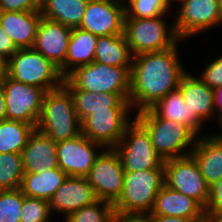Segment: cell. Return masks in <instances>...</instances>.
Listing matches in <instances>:
<instances>
[{
    "label": "cell",
    "mask_w": 222,
    "mask_h": 222,
    "mask_svg": "<svg viewBox=\"0 0 222 222\" xmlns=\"http://www.w3.org/2000/svg\"><path fill=\"white\" fill-rule=\"evenodd\" d=\"M178 43L168 50L133 56L129 103L136 112L150 109L178 89L187 72L179 58Z\"/></svg>",
    "instance_id": "cell-1"
},
{
    "label": "cell",
    "mask_w": 222,
    "mask_h": 222,
    "mask_svg": "<svg viewBox=\"0 0 222 222\" xmlns=\"http://www.w3.org/2000/svg\"><path fill=\"white\" fill-rule=\"evenodd\" d=\"M36 129L54 142L72 139L82 134V125L73 97L64 85L45 93Z\"/></svg>",
    "instance_id": "cell-2"
},
{
    "label": "cell",
    "mask_w": 222,
    "mask_h": 222,
    "mask_svg": "<svg viewBox=\"0 0 222 222\" xmlns=\"http://www.w3.org/2000/svg\"><path fill=\"white\" fill-rule=\"evenodd\" d=\"M135 118L149 132L154 149L163 161L190 155L198 136L189 127L160 118L151 108L136 113Z\"/></svg>",
    "instance_id": "cell-3"
},
{
    "label": "cell",
    "mask_w": 222,
    "mask_h": 222,
    "mask_svg": "<svg viewBox=\"0 0 222 222\" xmlns=\"http://www.w3.org/2000/svg\"><path fill=\"white\" fill-rule=\"evenodd\" d=\"M131 68L115 67L99 62L77 67L66 78L67 89H83L96 93H117L129 100L131 90Z\"/></svg>",
    "instance_id": "cell-4"
},
{
    "label": "cell",
    "mask_w": 222,
    "mask_h": 222,
    "mask_svg": "<svg viewBox=\"0 0 222 222\" xmlns=\"http://www.w3.org/2000/svg\"><path fill=\"white\" fill-rule=\"evenodd\" d=\"M165 185V168L124 172L123 191L113 204L115 213L150 214L156 195Z\"/></svg>",
    "instance_id": "cell-5"
},
{
    "label": "cell",
    "mask_w": 222,
    "mask_h": 222,
    "mask_svg": "<svg viewBox=\"0 0 222 222\" xmlns=\"http://www.w3.org/2000/svg\"><path fill=\"white\" fill-rule=\"evenodd\" d=\"M166 14L154 18H125L123 34L133 56L160 52L181 43L174 23L167 26Z\"/></svg>",
    "instance_id": "cell-6"
},
{
    "label": "cell",
    "mask_w": 222,
    "mask_h": 222,
    "mask_svg": "<svg viewBox=\"0 0 222 222\" xmlns=\"http://www.w3.org/2000/svg\"><path fill=\"white\" fill-rule=\"evenodd\" d=\"M7 76L46 92L61 87L64 82L60 69L33 48L18 49L8 59Z\"/></svg>",
    "instance_id": "cell-7"
},
{
    "label": "cell",
    "mask_w": 222,
    "mask_h": 222,
    "mask_svg": "<svg viewBox=\"0 0 222 222\" xmlns=\"http://www.w3.org/2000/svg\"><path fill=\"white\" fill-rule=\"evenodd\" d=\"M120 156L124 172L145 171L164 166L157 154L147 129L136 119L126 127L120 142L114 148Z\"/></svg>",
    "instance_id": "cell-8"
},
{
    "label": "cell",
    "mask_w": 222,
    "mask_h": 222,
    "mask_svg": "<svg viewBox=\"0 0 222 222\" xmlns=\"http://www.w3.org/2000/svg\"><path fill=\"white\" fill-rule=\"evenodd\" d=\"M96 199L114 204L121 196L124 170L120 156L114 148H105L95 160L86 176Z\"/></svg>",
    "instance_id": "cell-9"
},
{
    "label": "cell",
    "mask_w": 222,
    "mask_h": 222,
    "mask_svg": "<svg viewBox=\"0 0 222 222\" xmlns=\"http://www.w3.org/2000/svg\"><path fill=\"white\" fill-rule=\"evenodd\" d=\"M132 108L94 110L82 122V134L104 148H115L123 137Z\"/></svg>",
    "instance_id": "cell-10"
},
{
    "label": "cell",
    "mask_w": 222,
    "mask_h": 222,
    "mask_svg": "<svg viewBox=\"0 0 222 222\" xmlns=\"http://www.w3.org/2000/svg\"><path fill=\"white\" fill-rule=\"evenodd\" d=\"M45 93L42 88L4 77L7 120L24 122L36 128Z\"/></svg>",
    "instance_id": "cell-11"
},
{
    "label": "cell",
    "mask_w": 222,
    "mask_h": 222,
    "mask_svg": "<svg viewBox=\"0 0 222 222\" xmlns=\"http://www.w3.org/2000/svg\"><path fill=\"white\" fill-rule=\"evenodd\" d=\"M165 185L194 198L204 208L209 199V186L191 155L164 161Z\"/></svg>",
    "instance_id": "cell-12"
},
{
    "label": "cell",
    "mask_w": 222,
    "mask_h": 222,
    "mask_svg": "<svg viewBox=\"0 0 222 222\" xmlns=\"http://www.w3.org/2000/svg\"><path fill=\"white\" fill-rule=\"evenodd\" d=\"M179 8L173 23L181 41L218 26L220 0H183Z\"/></svg>",
    "instance_id": "cell-13"
},
{
    "label": "cell",
    "mask_w": 222,
    "mask_h": 222,
    "mask_svg": "<svg viewBox=\"0 0 222 222\" xmlns=\"http://www.w3.org/2000/svg\"><path fill=\"white\" fill-rule=\"evenodd\" d=\"M124 0H89L78 28L97 37L123 34Z\"/></svg>",
    "instance_id": "cell-14"
},
{
    "label": "cell",
    "mask_w": 222,
    "mask_h": 222,
    "mask_svg": "<svg viewBox=\"0 0 222 222\" xmlns=\"http://www.w3.org/2000/svg\"><path fill=\"white\" fill-rule=\"evenodd\" d=\"M96 149H99V153ZM104 149L103 146L91 141L83 134L72 139L59 141L56 150L58 167L67 176L86 177Z\"/></svg>",
    "instance_id": "cell-15"
},
{
    "label": "cell",
    "mask_w": 222,
    "mask_h": 222,
    "mask_svg": "<svg viewBox=\"0 0 222 222\" xmlns=\"http://www.w3.org/2000/svg\"><path fill=\"white\" fill-rule=\"evenodd\" d=\"M72 28L41 18L33 49L56 65L65 78V59Z\"/></svg>",
    "instance_id": "cell-16"
},
{
    "label": "cell",
    "mask_w": 222,
    "mask_h": 222,
    "mask_svg": "<svg viewBox=\"0 0 222 222\" xmlns=\"http://www.w3.org/2000/svg\"><path fill=\"white\" fill-rule=\"evenodd\" d=\"M96 196L86 177L67 176L49 200L51 213H62L64 218L96 201Z\"/></svg>",
    "instance_id": "cell-17"
},
{
    "label": "cell",
    "mask_w": 222,
    "mask_h": 222,
    "mask_svg": "<svg viewBox=\"0 0 222 222\" xmlns=\"http://www.w3.org/2000/svg\"><path fill=\"white\" fill-rule=\"evenodd\" d=\"M150 216L182 217L198 222L206 215L204 207L194 198L164 185L156 195Z\"/></svg>",
    "instance_id": "cell-18"
},
{
    "label": "cell",
    "mask_w": 222,
    "mask_h": 222,
    "mask_svg": "<svg viewBox=\"0 0 222 222\" xmlns=\"http://www.w3.org/2000/svg\"><path fill=\"white\" fill-rule=\"evenodd\" d=\"M57 142L36 128L21 152L24 173H39L58 168Z\"/></svg>",
    "instance_id": "cell-19"
},
{
    "label": "cell",
    "mask_w": 222,
    "mask_h": 222,
    "mask_svg": "<svg viewBox=\"0 0 222 222\" xmlns=\"http://www.w3.org/2000/svg\"><path fill=\"white\" fill-rule=\"evenodd\" d=\"M190 155L196 161L208 186L222 179V134L201 135Z\"/></svg>",
    "instance_id": "cell-20"
},
{
    "label": "cell",
    "mask_w": 222,
    "mask_h": 222,
    "mask_svg": "<svg viewBox=\"0 0 222 222\" xmlns=\"http://www.w3.org/2000/svg\"><path fill=\"white\" fill-rule=\"evenodd\" d=\"M178 89L182 93L184 103L203 123L215 116L217 112L214 102V89L204 84L195 74L188 71L182 76Z\"/></svg>",
    "instance_id": "cell-21"
},
{
    "label": "cell",
    "mask_w": 222,
    "mask_h": 222,
    "mask_svg": "<svg viewBox=\"0 0 222 222\" xmlns=\"http://www.w3.org/2000/svg\"><path fill=\"white\" fill-rule=\"evenodd\" d=\"M41 18L40 11H0V25L17 49L33 47Z\"/></svg>",
    "instance_id": "cell-22"
},
{
    "label": "cell",
    "mask_w": 222,
    "mask_h": 222,
    "mask_svg": "<svg viewBox=\"0 0 222 222\" xmlns=\"http://www.w3.org/2000/svg\"><path fill=\"white\" fill-rule=\"evenodd\" d=\"M151 109L163 119L180 122L189 127L197 136L200 134L204 124L194 113L189 111L187 103L179 89L169 92L159 100Z\"/></svg>",
    "instance_id": "cell-23"
},
{
    "label": "cell",
    "mask_w": 222,
    "mask_h": 222,
    "mask_svg": "<svg viewBox=\"0 0 222 222\" xmlns=\"http://www.w3.org/2000/svg\"><path fill=\"white\" fill-rule=\"evenodd\" d=\"M98 37L80 28H72L65 59V78L77 67L94 62Z\"/></svg>",
    "instance_id": "cell-24"
},
{
    "label": "cell",
    "mask_w": 222,
    "mask_h": 222,
    "mask_svg": "<svg viewBox=\"0 0 222 222\" xmlns=\"http://www.w3.org/2000/svg\"><path fill=\"white\" fill-rule=\"evenodd\" d=\"M73 97L77 116L82 122L94 110L108 108H132L129 100L117 93H94L83 89H68Z\"/></svg>",
    "instance_id": "cell-25"
},
{
    "label": "cell",
    "mask_w": 222,
    "mask_h": 222,
    "mask_svg": "<svg viewBox=\"0 0 222 222\" xmlns=\"http://www.w3.org/2000/svg\"><path fill=\"white\" fill-rule=\"evenodd\" d=\"M66 178L67 174L59 167L39 173H24L20 189L24 196L49 201Z\"/></svg>",
    "instance_id": "cell-26"
},
{
    "label": "cell",
    "mask_w": 222,
    "mask_h": 222,
    "mask_svg": "<svg viewBox=\"0 0 222 222\" xmlns=\"http://www.w3.org/2000/svg\"><path fill=\"white\" fill-rule=\"evenodd\" d=\"M94 61L115 67H132L133 55L124 34L98 37Z\"/></svg>",
    "instance_id": "cell-27"
},
{
    "label": "cell",
    "mask_w": 222,
    "mask_h": 222,
    "mask_svg": "<svg viewBox=\"0 0 222 222\" xmlns=\"http://www.w3.org/2000/svg\"><path fill=\"white\" fill-rule=\"evenodd\" d=\"M89 0H48L40 10L42 17L69 28H78Z\"/></svg>",
    "instance_id": "cell-28"
},
{
    "label": "cell",
    "mask_w": 222,
    "mask_h": 222,
    "mask_svg": "<svg viewBox=\"0 0 222 222\" xmlns=\"http://www.w3.org/2000/svg\"><path fill=\"white\" fill-rule=\"evenodd\" d=\"M34 129L20 121H0V153H21Z\"/></svg>",
    "instance_id": "cell-29"
},
{
    "label": "cell",
    "mask_w": 222,
    "mask_h": 222,
    "mask_svg": "<svg viewBox=\"0 0 222 222\" xmlns=\"http://www.w3.org/2000/svg\"><path fill=\"white\" fill-rule=\"evenodd\" d=\"M23 175L21 153H0V190L20 188Z\"/></svg>",
    "instance_id": "cell-30"
},
{
    "label": "cell",
    "mask_w": 222,
    "mask_h": 222,
    "mask_svg": "<svg viewBox=\"0 0 222 222\" xmlns=\"http://www.w3.org/2000/svg\"><path fill=\"white\" fill-rule=\"evenodd\" d=\"M113 204L97 199L90 205L82 207L67 215L64 222H112L114 216Z\"/></svg>",
    "instance_id": "cell-31"
},
{
    "label": "cell",
    "mask_w": 222,
    "mask_h": 222,
    "mask_svg": "<svg viewBox=\"0 0 222 222\" xmlns=\"http://www.w3.org/2000/svg\"><path fill=\"white\" fill-rule=\"evenodd\" d=\"M124 3L125 18H154L170 9L165 0H124Z\"/></svg>",
    "instance_id": "cell-32"
},
{
    "label": "cell",
    "mask_w": 222,
    "mask_h": 222,
    "mask_svg": "<svg viewBox=\"0 0 222 222\" xmlns=\"http://www.w3.org/2000/svg\"><path fill=\"white\" fill-rule=\"evenodd\" d=\"M24 198L20 188L0 190V222H20Z\"/></svg>",
    "instance_id": "cell-33"
},
{
    "label": "cell",
    "mask_w": 222,
    "mask_h": 222,
    "mask_svg": "<svg viewBox=\"0 0 222 222\" xmlns=\"http://www.w3.org/2000/svg\"><path fill=\"white\" fill-rule=\"evenodd\" d=\"M49 201L25 196L21 208L20 222H52Z\"/></svg>",
    "instance_id": "cell-34"
},
{
    "label": "cell",
    "mask_w": 222,
    "mask_h": 222,
    "mask_svg": "<svg viewBox=\"0 0 222 222\" xmlns=\"http://www.w3.org/2000/svg\"><path fill=\"white\" fill-rule=\"evenodd\" d=\"M202 69L199 78L204 84L212 89L222 86V56L215 58Z\"/></svg>",
    "instance_id": "cell-35"
},
{
    "label": "cell",
    "mask_w": 222,
    "mask_h": 222,
    "mask_svg": "<svg viewBox=\"0 0 222 222\" xmlns=\"http://www.w3.org/2000/svg\"><path fill=\"white\" fill-rule=\"evenodd\" d=\"M205 215L213 217L222 213V179L209 188V199L204 208Z\"/></svg>",
    "instance_id": "cell-36"
},
{
    "label": "cell",
    "mask_w": 222,
    "mask_h": 222,
    "mask_svg": "<svg viewBox=\"0 0 222 222\" xmlns=\"http://www.w3.org/2000/svg\"><path fill=\"white\" fill-rule=\"evenodd\" d=\"M0 11L34 12L40 9L33 0H0Z\"/></svg>",
    "instance_id": "cell-37"
},
{
    "label": "cell",
    "mask_w": 222,
    "mask_h": 222,
    "mask_svg": "<svg viewBox=\"0 0 222 222\" xmlns=\"http://www.w3.org/2000/svg\"><path fill=\"white\" fill-rule=\"evenodd\" d=\"M17 47L12 42L10 36L3 30L0 25V55L9 59L16 51Z\"/></svg>",
    "instance_id": "cell-38"
},
{
    "label": "cell",
    "mask_w": 222,
    "mask_h": 222,
    "mask_svg": "<svg viewBox=\"0 0 222 222\" xmlns=\"http://www.w3.org/2000/svg\"><path fill=\"white\" fill-rule=\"evenodd\" d=\"M112 222H151L150 214L114 213Z\"/></svg>",
    "instance_id": "cell-39"
},
{
    "label": "cell",
    "mask_w": 222,
    "mask_h": 222,
    "mask_svg": "<svg viewBox=\"0 0 222 222\" xmlns=\"http://www.w3.org/2000/svg\"><path fill=\"white\" fill-rule=\"evenodd\" d=\"M214 102L217 114V122L222 127V86L214 89Z\"/></svg>",
    "instance_id": "cell-40"
},
{
    "label": "cell",
    "mask_w": 222,
    "mask_h": 222,
    "mask_svg": "<svg viewBox=\"0 0 222 222\" xmlns=\"http://www.w3.org/2000/svg\"><path fill=\"white\" fill-rule=\"evenodd\" d=\"M151 222H195L193 219L171 216H150Z\"/></svg>",
    "instance_id": "cell-41"
},
{
    "label": "cell",
    "mask_w": 222,
    "mask_h": 222,
    "mask_svg": "<svg viewBox=\"0 0 222 222\" xmlns=\"http://www.w3.org/2000/svg\"><path fill=\"white\" fill-rule=\"evenodd\" d=\"M6 100L4 95V78L0 79V121L6 120Z\"/></svg>",
    "instance_id": "cell-42"
},
{
    "label": "cell",
    "mask_w": 222,
    "mask_h": 222,
    "mask_svg": "<svg viewBox=\"0 0 222 222\" xmlns=\"http://www.w3.org/2000/svg\"><path fill=\"white\" fill-rule=\"evenodd\" d=\"M8 74V59L0 55V79H3Z\"/></svg>",
    "instance_id": "cell-43"
},
{
    "label": "cell",
    "mask_w": 222,
    "mask_h": 222,
    "mask_svg": "<svg viewBox=\"0 0 222 222\" xmlns=\"http://www.w3.org/2000/svg\"><path fill=\"white\" fill-rule=\"evenodd\" d=\"M33 2L41 10L46 5L48 0H33Z\"/></svg>",
    "instance_id": "cell-44"
},
{
    "label": "cell",
    "mask_w": 222,
    "mask_h": 222,
    "mask_svg": "<svg viewBox=\"0 0 222 222\" xmlns=\"http://www.w3.org/2000/svg\"><path fill=\"white\" fill-rule=\"evenodd\" d=\"M198 222H216L213 217L205 216L203 219L199 220Z\"/></svg>",
    "instance_id": "cell-45"
},
{
    "label": "cell",
    "mask_w": 222,
    "mask_h": 222,
    "mask_svg": "<svg viewBox=\"0 0 222 222\" xmlns=\"http://www.w3.org/2000/svg\"><path fill=\"white\" fill-rule=\"evenodd\" d=\"M216 222H222V213H218L213 216Z\"/></svg>",
    "instance_id": "cell-46"
},
{
    "label": "cell",
    "mask_w": 222,
    "mask_h": 222,
    "mask_svg": "<svg viewBox=\"0 0 222 222\" xmlns=\"http://www.w3.org/2000/svg\"><path fill=\"white\" fill-rule=\"evenodd\" d=\"M222 25V3H221V8H220V18H219V22H218V26Z\"/></svg>",
    "instance_id": "cell-47"
},
{
    "label": "cell",
    "mask_w": 222,
    "mask_h": 222,
    "mask_svg": "<svg viewBox=\"0 0 222 222\" xmlns=\"http://www.w3.org/2000/svg\"><path fill=\"white\" fill-rule=\"evenodd\" d=\"M174 1H176V3H177V1H178V2L180 3V2H182L183 0H165V2L168 4L169 7H171L170 4H171L172 2H174Z\"/></svg>",
    "instance_id": "cell-48"
}]
</instances>
